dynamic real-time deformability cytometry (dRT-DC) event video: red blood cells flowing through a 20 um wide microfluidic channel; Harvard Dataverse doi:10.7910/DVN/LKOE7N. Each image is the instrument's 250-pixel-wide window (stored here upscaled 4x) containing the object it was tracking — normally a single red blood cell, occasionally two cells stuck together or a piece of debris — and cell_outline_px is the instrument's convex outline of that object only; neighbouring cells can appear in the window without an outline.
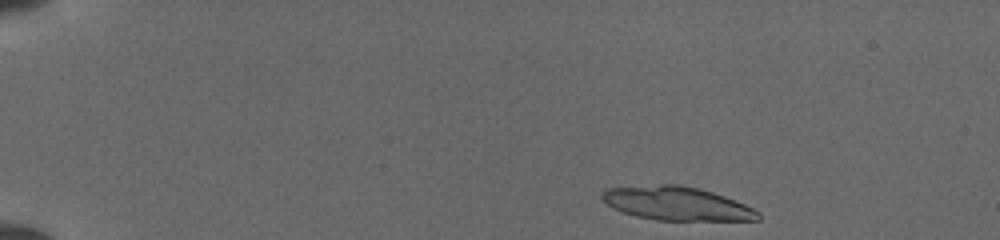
{"species": "common noctule bat (a hibernating species)", "species_latin": "Nyctalus noctula", "temperature_condition": "cold", "stored_images_in_passage": 21, "camera_frame_rate_fps": 3000, "um_per_image_px": 0.085, "animal": {"sex": "female", "body_mass_g": 19.5, "forearm_length_mm": 54.1}, "frame": {"image": 1, "passage_image": 2, "time_ms": 0.333, "image_size_px": [1000, 240], "cell_outline_px": [[760, 220], [656, 220], [636, 216], [612, 208], [600, 200], [600, 196], [604, 188], [660, 184], [680, 184], [712, 192], [724, 196], [744, 204], [760, 212]], "centroid_in_image_um": [57.46, 17.29], "position_along_channel_um": 27.5, "area_um2": 30.63}}
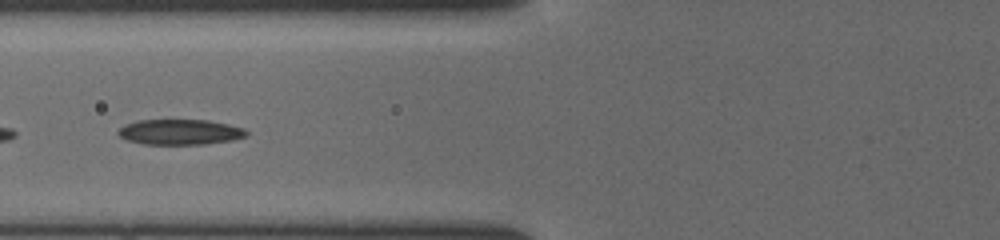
{"frame": {"image": 2, "passage_image": 16, "time_ms": 5.0, "image_size_px": [1000, 240], "cell_outline_px": [[248, 136], [232, 140], [204, 144], [144, 144], [128, 140], [120, 136], [116, 132], [124, 124], [140, 120], [208, 120], [228, 124], [244, 128], [248, 132]], "centroid_in_image_um": [15.32, 11.22], "position_along_channel_um": 110.5, "area_um2": 18.96}}